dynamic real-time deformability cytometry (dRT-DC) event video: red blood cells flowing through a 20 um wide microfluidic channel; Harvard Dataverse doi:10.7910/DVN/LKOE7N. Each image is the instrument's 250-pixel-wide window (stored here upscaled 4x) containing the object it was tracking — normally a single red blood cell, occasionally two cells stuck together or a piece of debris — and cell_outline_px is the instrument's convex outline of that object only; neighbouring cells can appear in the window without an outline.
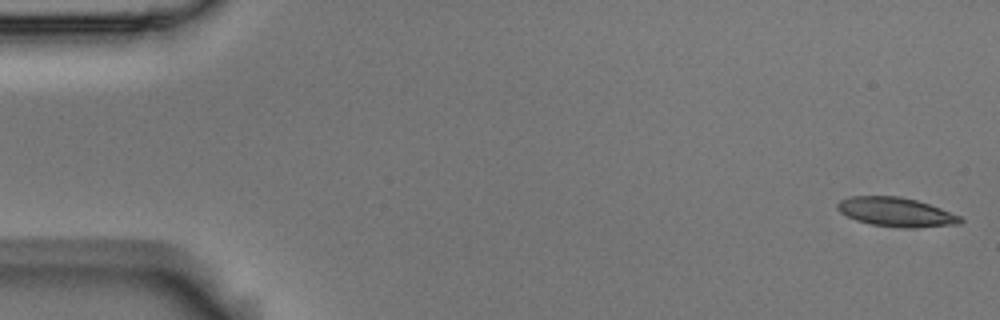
{"species": "Egyptian fruit bat (a non-hibernating species)", "species_latin": "Rousettus aegyptiacus", "temperature_condition": "room temperature", "stored_images_in_passage": 4, "camera_frame_rate_fps": 3000, "um_per_image_px": 0.085, "animal": {"sex": "male"}, "frame": {"image": 1, "passage_image": 1, "time_ms": 0.0, "image_size_px": [1000, 320], "cell_outline_px": [[964, 220], [960, 224], [916, 228], [900, 228], [872, 224], [856, 220], [840, 212], [836, 208], [836, 204], [840, 200], [852, 196], [900, 196], [916, 200], [940, 208], [960, 216]], "centroid_in_image_um": [76.17, 18.03], "position_along_channel_um": 8.8, "area_um2": 20.87}}
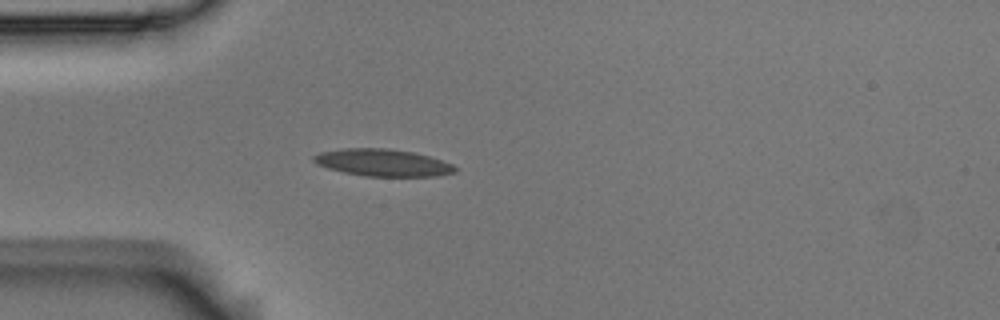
{"frame": {"image": 2, "passage_image": 4, "time_ms": 1.0, "image_size_px": [1000, 320], "cell_outline_px": [[456, 172], [436, 176], [364, 176], [344, 172], [328, 168], [316, 164], [312, 160], [312, 156], [320, 152], [344, 148], [388, 148], [412, 152], [428, 156], [452, 164], [456, 168]], "centroid_in_image_um": [32.49, 13.82], "position_along_channel_um": 52.5, "area_um2": 22.25}}